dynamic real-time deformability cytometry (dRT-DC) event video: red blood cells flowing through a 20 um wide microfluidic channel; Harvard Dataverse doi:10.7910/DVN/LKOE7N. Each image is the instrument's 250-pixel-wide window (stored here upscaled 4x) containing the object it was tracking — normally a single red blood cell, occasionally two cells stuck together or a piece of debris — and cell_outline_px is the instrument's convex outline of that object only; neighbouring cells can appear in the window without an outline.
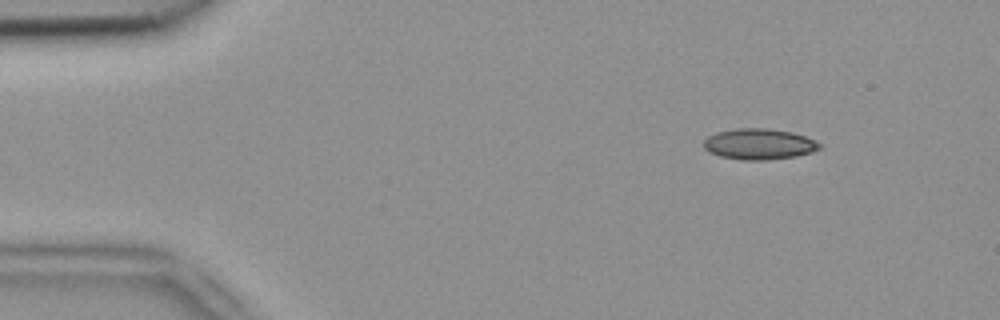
{"species": "common noctule bat (a hibernating species)", "species_latin": "Nyctalus noctula", "temperature_condition": "room temperature", "stored_images_in_passage": 7, "camera_frame_rate_fps": 3000, "um_per_image_px": 0.085, "animal": {"sex": "female", "body_mass_g": 18.4}, "frame": {"image": 1, "passage_image": 2, "time_ms": 0.333, "image_size_px": [1000, 320], "cell_outline_px": [[820, 148], [812, 152], [796, 156], [768, 160], [740, 160], [720, 156], [708, 152], [704, 148], [704, 140], [708, 136], [716, 132], [736, 128], [768, 128], [792, 132], [804, 136], [820, 144]], "centroid_in_image_um": [64.48, 12.25], "position_along_channel_um": 20.5, "area_um2": 20.87}}
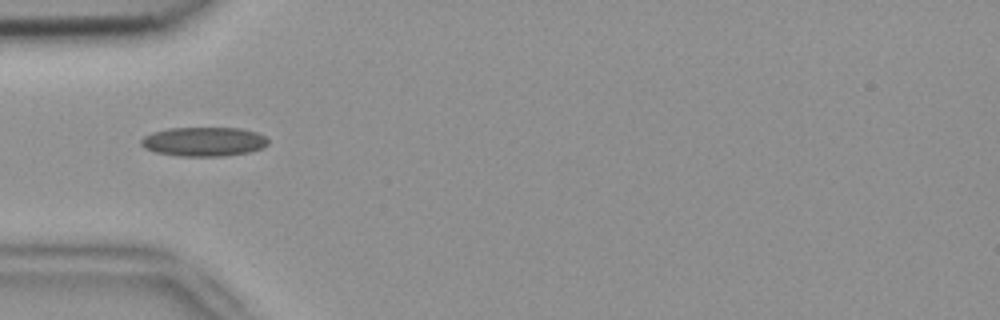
{"frame": {"image": 2, "passage_image": 5, "time_ms": 1.333, "image_size_px": [1000, 320], "cell_outline_px": [[268, 144], [264, 148], [248, 152], [224, 156], [176, 156], [156, 152], [144, 148], [140, 144], [140, 140], [144, 136], [152, 132], [168, 128], [240, 128], [256, 132], [264, 136], [268, 140]], "centroid_in_image_um": [17.31, 12.04], "position_along_channel_um": 67.7, "area_um2": 21.73}}
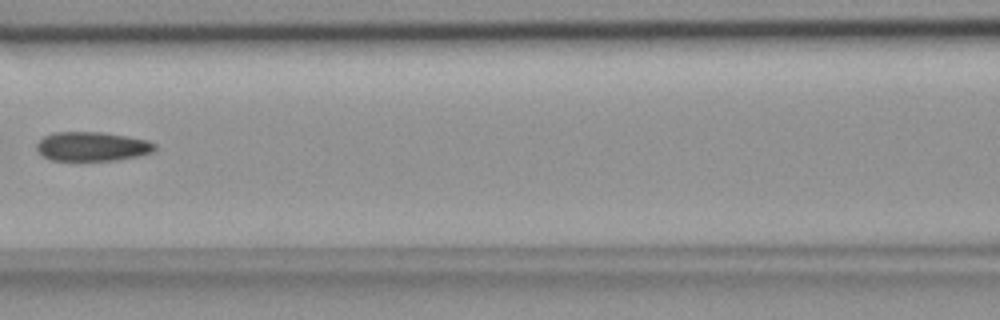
{"frame": {"image": 3, "passage_image": 7, "time_ms": 2.0, "image_size_px": [1000, 320], "cell_outline_px": [[156, 148], [152, 152], [136, 156], [116, 160], [52, 160], [44, 156], [36, 148], [36, 144], [44, 136], [52, 132], [104, 132], [148, 140], [156, 144]], "centroid_in_image_um": [7.83, 12.43], "position_along_channel_um": 158.8, "area_um2": 20.0}}